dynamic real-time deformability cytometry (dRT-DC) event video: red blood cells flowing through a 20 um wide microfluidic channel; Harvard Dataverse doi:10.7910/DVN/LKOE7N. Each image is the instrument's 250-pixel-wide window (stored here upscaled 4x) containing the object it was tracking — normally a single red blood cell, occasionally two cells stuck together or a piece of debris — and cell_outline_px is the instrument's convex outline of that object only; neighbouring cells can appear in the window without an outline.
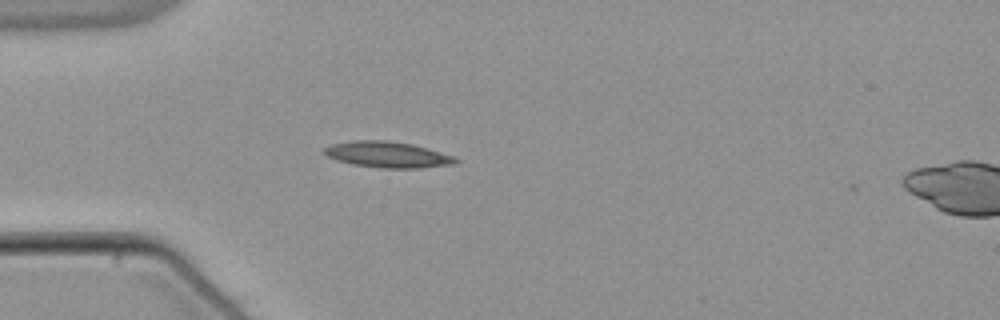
{"species": "common noctule bat (a hibernating species)", "species_latin": "Nyctalus noctula", "temperature_condition": "warm", "stored_images_in_passage": 39, "camera_frame_rate_fps": 3000, "um_per_image_px": 0.085, "animal": {"sex": "male", "body_mass_g": 21.5, "forearm_length_mm": 52.0}, "frame": {"image": 1, "passage_image": 1, "time_ms": 0.0, "image_size_px": [1000, 320], "cell_outline_px": [[460, 160], [456, 164], [416, 168], [380, 168], [352, 164], [336, 160], [328, 156], [324, 152], [324, 148], [332, 144], [352, 140], [388, 140], [412, 144], [452, 156]], "centroid_in_image_um": [32.92, 13.14], "position_along_channel_um": 52.1, "area_um2": 19.77}}
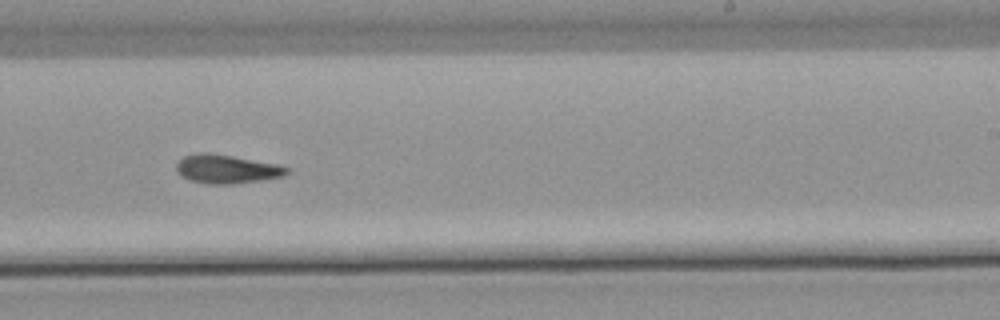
{"frame": {"image": 2, "passage_image": 19, "time_ms": 6.0, "image_size_px": [1000, 320], "cell_outline_px": [[288, 172], [284, 176], [260, 180], [232, 184], [208, 184], [192, 180], [176, 172], [176, 164], [184, 156], [200, 152], [208, 152], [232, 156], [276, 164], [288, 168]], "centroid_in_image_um": [19.24, 14.36], "position_along_channel_um": 269.8, "area_um2": 18.21}}
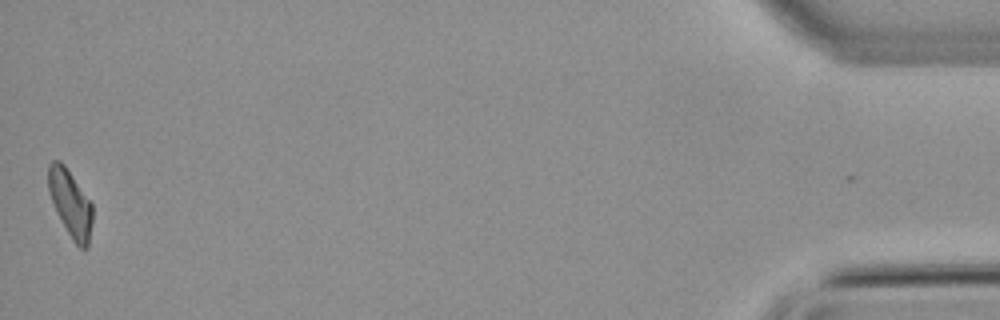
{"frame": {"image": 3, "passage_image": 39, "time_ms": 12.667, "image_size_px": [1000, 320], "cell_outline_px": [[92, 224], [88, 248], [80, 248], [72, 240], [56, 212], [48, 192], [48, 164], [52, 160], [60, 160], [64, 164], [92, 204]], "centroid_in_image_um": [5.97, 17.29], "position_along_channel_um": 429.2, "area_um2": 17.22}, "authors_computed_cell_mechanics": {"area_um2": 18.0336, "velocity_mm_per_s": 3.8159, "shape_relaxation_time_tau1_ms": 10.224, "shape_relaxation_time_tau2_ms": 4.6341, "deformation_change_tau1": 0.223, "deformation_change_tau2": 0.1105}}